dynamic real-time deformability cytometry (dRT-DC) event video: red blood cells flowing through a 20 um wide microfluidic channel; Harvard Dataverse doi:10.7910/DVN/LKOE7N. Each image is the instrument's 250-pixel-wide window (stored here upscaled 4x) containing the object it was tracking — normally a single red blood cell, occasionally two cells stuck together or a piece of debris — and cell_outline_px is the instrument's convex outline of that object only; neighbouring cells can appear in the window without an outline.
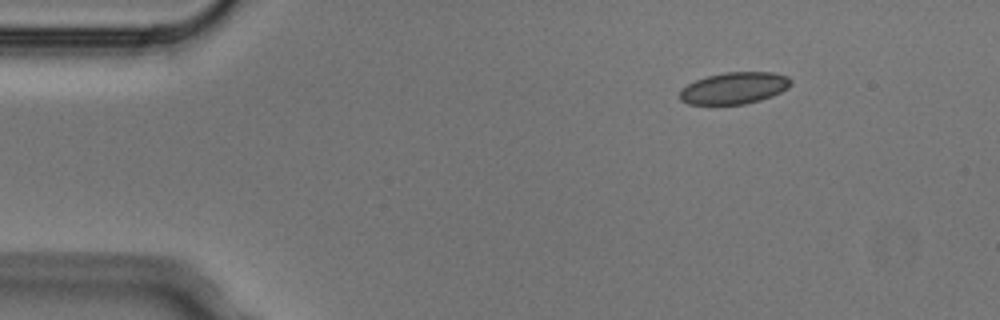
{"species": "Egyptian fruit bat (a non-hibernating species)", "species_latin": "Rousettus aegyptiacus", "temperature_condition": "cold", "stored_images_in_passage": 4, "camera_frame_rate_fps": 3000, "um_per_image_px": 0.085, "animal": {"sex": "male"}, "frame": {"image": 1, "passage_image": 2, "time_ms": 0.333, "image_size_px": [1000, 320], "cell_outline_px": [[792, 84], [788, 88], [772, 96], [760, 100], [744, 104], [688, 104], [680, 100], [680, 88], [696, 80], [708, 76], [724, 72], [772, 72], [788, 76], [792, 80]], "centroid_in_image_um": [62.42, 7.48], "position_along_channel_um": 22.6, "area_um2": 20.58}}